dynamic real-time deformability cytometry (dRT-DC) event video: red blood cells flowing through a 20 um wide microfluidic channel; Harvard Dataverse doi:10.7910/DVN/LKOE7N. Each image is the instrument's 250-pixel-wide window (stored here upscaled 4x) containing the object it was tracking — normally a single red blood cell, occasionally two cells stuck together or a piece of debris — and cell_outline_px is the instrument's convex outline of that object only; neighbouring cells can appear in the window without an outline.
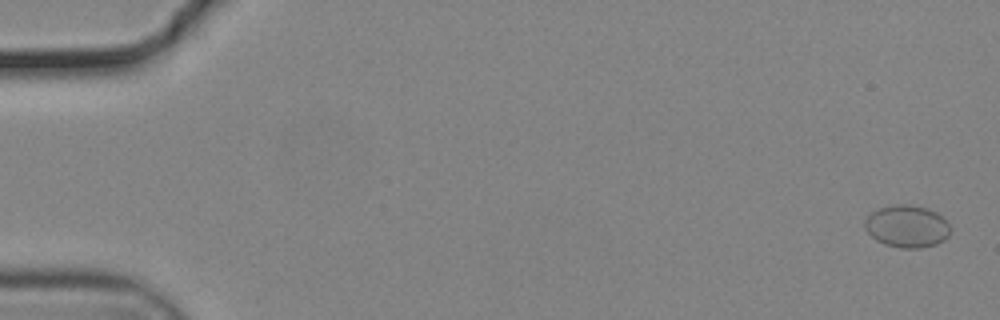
{"species": "common noctule bat (a hibernating species)", "species_latin": "Nyctalus noctula", "temperature_condition": "cold", "stored_images_in_passage": 7, "camera_frame_rate_fps": 3000, "um_per_image_px": 0.085, "animal": {"sex": "male", "body_mass_g": 19.2, "forearm_length_mm": 51.8}, "frame": {"image": 1, "passage_image": 2, "time_ms": 0.333, "image_size_px": [1000, 320], "cell_outline_px": [[948, 236], [944, 240], [936, 244], [920, 248], [900, 248], [884, 244], [876, 240], [864, 228], [864, 220], [872, 212], [880, 208], [896, 204], [908, 204], [928, 208], [936, 212], [948, 224]], "centroid_in_image_um": [77.06, 19.24], "position_along_channel_um": 7.9, "area_um2": 20.92}}